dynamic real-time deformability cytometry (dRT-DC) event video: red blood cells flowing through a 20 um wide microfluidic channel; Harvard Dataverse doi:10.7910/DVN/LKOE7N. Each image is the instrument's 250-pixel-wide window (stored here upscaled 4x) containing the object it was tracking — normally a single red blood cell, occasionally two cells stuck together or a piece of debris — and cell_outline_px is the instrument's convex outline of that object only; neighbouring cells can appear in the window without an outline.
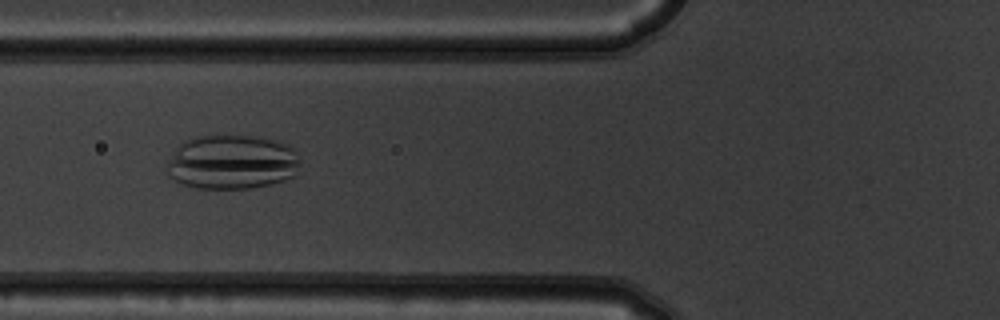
{"species": "common noctule bat (a hibernating species)", "species_latin": "Nyctalus noctula", "temperature_condition": "warm", "stored_images_in_passage": 3, "camera_frame_rate_fps": 3000, "um_per_image_px": 0.085, "animal": {"sex": "male", "body_mass_g": 19.5, "forearm_length_mm": 54.6}, "frame": {"image": 1, "passage_image": 3, "time_ms": 0.667, "image_size_px": [1000, 320], "cell_outline_px": [[300, 160], [296, 176], [272, 184], [252, 188], [196, 188], [180, 184], [172, 180], [168, 176], [168, 160], [176, 148], [184, 140], [196, 136], [252, 136], [272, 140], [288, 144], [292, 148]], "centroid_in_image_um": [19.7, 13.79], "position_along_channel_um": 106.1, "area_um2": 42.48}}